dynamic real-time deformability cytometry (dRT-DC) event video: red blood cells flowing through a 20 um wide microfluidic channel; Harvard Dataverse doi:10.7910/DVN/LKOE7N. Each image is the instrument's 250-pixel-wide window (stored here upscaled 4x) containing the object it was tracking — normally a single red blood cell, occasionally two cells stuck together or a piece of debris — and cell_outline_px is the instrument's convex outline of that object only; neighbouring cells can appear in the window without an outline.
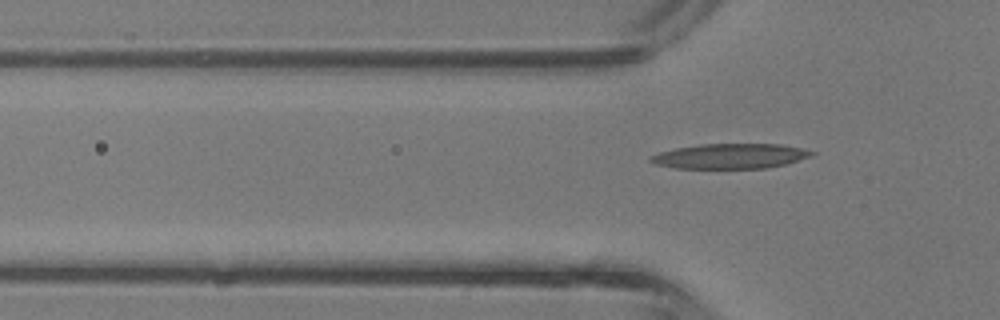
{"species": "common noctule bat (a hibernating species)", "species_latin": "Nyctalus noctula", "temperature_condition": "room temperature", "stored_images_in_passage": 5, "camera_frame_rate_fps": 3000, "um_per_image_px": 0.085, "animal": {"sex": "male", "body_mass_g": 13.3}, "frame": {"image": 1, "passage_image": 5, "time_ms": 1.333, "image_size_px": [1000, 320], "cell_outline_px": [[816, 152], [812, 156], [788, 164], [764, 168], [676, 168], [656, 164], [648, 160], [648, 156], [660, 152], [676, 148], [700, 144], [780, 144], [800, 148]], "centroid_in_image_um": [62.07, 13.27], "position_along_channel_um": 63.7, "area_um2": 23.47}}